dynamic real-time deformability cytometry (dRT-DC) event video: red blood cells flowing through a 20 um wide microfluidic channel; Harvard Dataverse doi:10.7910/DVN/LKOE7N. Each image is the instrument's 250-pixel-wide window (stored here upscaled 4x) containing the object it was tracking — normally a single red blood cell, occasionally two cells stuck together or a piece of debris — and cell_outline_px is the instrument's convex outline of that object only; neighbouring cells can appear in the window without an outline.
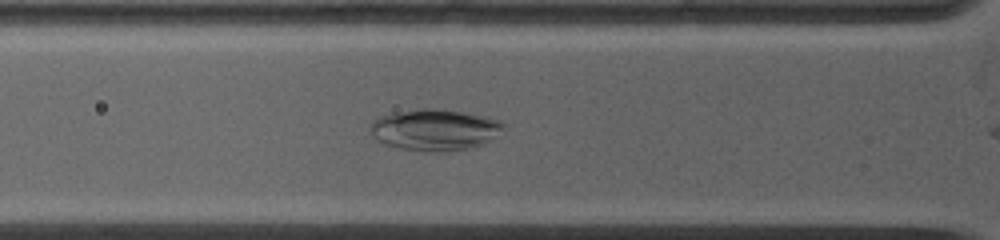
{"species": "common noctule bat (a hibernating species)", "species_latin": "Nyctalus noctula", "temperature_condition": "warm", "stored_images_in_passage": 9, "camera_frame_rate_fps": 5000, "um_per_image_px": 0.085, "animal": {"sex": "female", "body_mass_g": 19.0, "forearm_length_mm": 53.3}, "frame": {"image": 1, "passage_image": 8, "time_ms": 2.6, "image_size_px": [1000, 240], "cell_outline_px": [[504, 124], [488, 140], [480, 144], [468, 148], [448, 152], [432, 152], [400, 148], [384, 144], [376, 140], [368, 128], [380, 116], [420, 108], [432, 108], [460, 112], [484, 116], [500, 120]], "centroid_in_image_um": [36.88, 11.04], "position_along_channel_um": 88.9, "area_um2": 31.39}}